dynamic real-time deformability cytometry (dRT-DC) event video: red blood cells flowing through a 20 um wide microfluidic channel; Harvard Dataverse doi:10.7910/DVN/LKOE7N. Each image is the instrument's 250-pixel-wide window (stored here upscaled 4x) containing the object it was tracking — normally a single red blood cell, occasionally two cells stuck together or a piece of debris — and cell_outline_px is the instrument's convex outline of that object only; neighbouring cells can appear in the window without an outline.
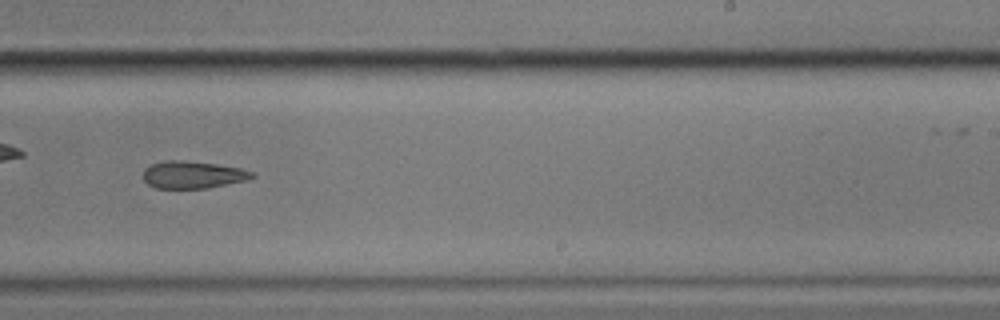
{"species": "common noctule bat (a hibernating species)", "species_latin": "Nyctalus noctula", "temperature_condition": "cold", "stored_images_in_passage": 50, "camera_frame_rate_fps": 3000, "um_per_image_px": 0.085, "animal": {"sex": "male", "body_mass_g": 17.9}, "frame": {"image": 1, "passage_image": 28, "time_ms": 9.0, "image_size_px": [1000, 320], "cell_outline_px": [[256, 176], [248, 180], [208, 188], [156, 188], [148, 184], [144, 180], [144, 168], [152, 164], [164, 160], [180, 160], [216, 164], [240, 168], [256, 172]], "centroid_in_image_um": [16.42, 14.85], "position_along_channel_um": 272.6, "area_um2": 17.4}, "authors_computed_cell_mechanics": {"area_um2": 18.5827, "velocity_mm_per_s": 3.56, "shape_relaxation_time_tau1_ms": 5.6264, "shape_relaxation_time_tau2_ms": 6.3547, "deformation_change_tau1": 0.1143, "deformation_change_tau2": 0.1421}}